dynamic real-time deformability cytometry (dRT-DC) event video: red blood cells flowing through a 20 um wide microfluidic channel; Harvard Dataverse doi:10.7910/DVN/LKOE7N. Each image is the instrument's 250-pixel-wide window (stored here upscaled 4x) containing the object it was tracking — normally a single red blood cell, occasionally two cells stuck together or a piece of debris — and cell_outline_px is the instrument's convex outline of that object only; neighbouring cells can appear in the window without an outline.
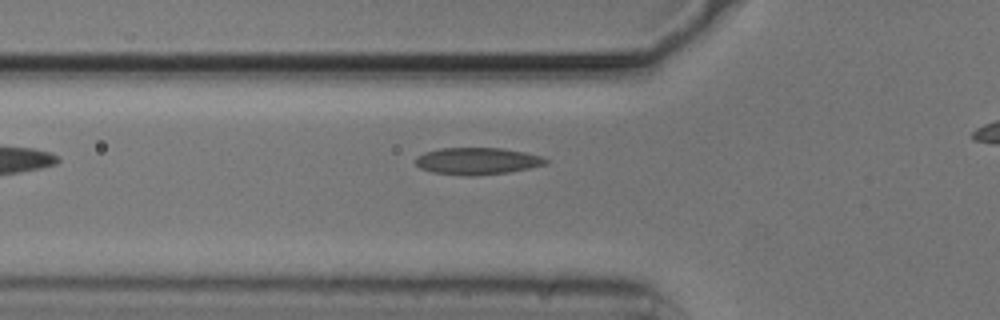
{"species": "common noctule bat (a hibernating species)", "species_latin": "Nyctalus noctula", "temperature_condition": "cold", "stored_images_in_passage": 12, "camera_frame_rate_fps": 3000, "um_per_image_px": 0.085, "animal": {"sex": "male", "body_mass_g": 20.5, "forearm_length_mm": 52.5}, "frame": {"image": 1, "passage_image": 4, "time_ms": 1.0, "image_size_px": [1000, 320], "cell_outline_px": [[548, 164], [508, 172], [476, 176], [464, 176], [432, 172], [420, 168], [412, 160], [416, 156], [424, 152], [440, 148], [500, 148], [524, 152], [544, 156], [548, 160]], "centroid_in_image_um": [40.54, 13.69], "position_along_channel_um": 85.3, "area_um2": 20.69}}